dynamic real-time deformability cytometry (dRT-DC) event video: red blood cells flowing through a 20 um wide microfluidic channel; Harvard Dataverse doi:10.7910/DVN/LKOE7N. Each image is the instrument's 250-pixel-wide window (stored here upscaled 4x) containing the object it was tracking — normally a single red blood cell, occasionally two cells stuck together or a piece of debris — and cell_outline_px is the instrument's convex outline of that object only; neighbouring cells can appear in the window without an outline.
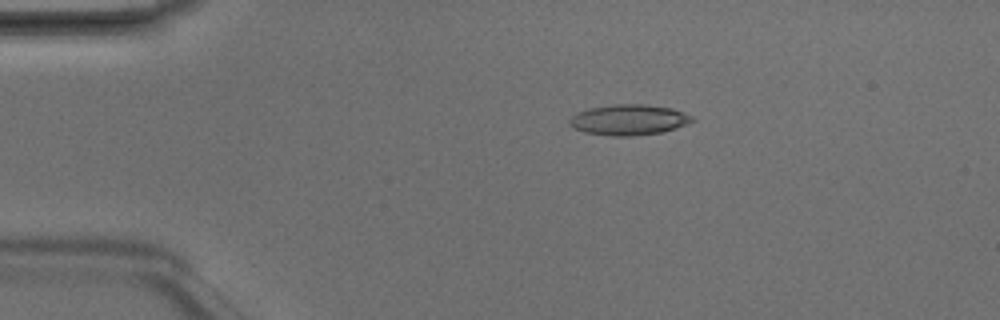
{"species": "Egyptian fruit bat (a non-hibernating species)", "species_latin": "Rousettus aegyptiacus", "temperature_condition": "room temperature", "stored_images_in_passage": 5, "camera_frame_rate_fps": 3000, "um_per_image_px": 0.085, "animal": {"sex": "male"}, "frame": {"image": 1, "passage_image": 5, "time_ms": 1.333, "image_size_px": [1000, 320], "cell_outline_px": [[696, 120], [676, 128], [660, 132], [632, 136], [612, 136], [584, 132], [572, 128], [568, 124], [568, 120], [576, 112], [588, 108], [612, 104], [648, 104], [672, 108], [684, 112], [692, 116]], "centroid_in_image_um": [53.42, 10.17], "position_along_channel_um": 31.6, "area_um2": 22.14}}